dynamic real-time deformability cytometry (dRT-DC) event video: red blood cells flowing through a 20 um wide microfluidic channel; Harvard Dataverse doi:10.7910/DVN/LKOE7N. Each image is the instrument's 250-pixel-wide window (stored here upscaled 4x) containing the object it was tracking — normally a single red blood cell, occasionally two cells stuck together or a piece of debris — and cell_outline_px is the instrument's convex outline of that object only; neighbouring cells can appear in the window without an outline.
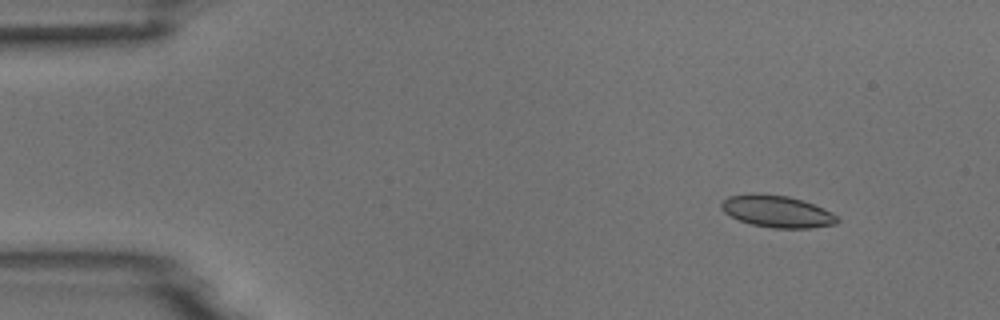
{"species": "common noctule bat (a hibernating species)", "species_latin": "Nyctalus noctula", "temperature_condition": "room temperature", "stored_images_in_passage": 8, "camera_frame_rate_fps": 3000, "um_per_image_px": 0.085, "animal": {"sex": "male", "body_mass_g": 18.8}, "frame": {"image": 1, "passage_image": 2, "time_ms": 1.0, "image_size_px": [1000, 320], "cell_outline_px": [[840, 220], [836, 224], [812, 228], [772, 228], [752, 224], [740, 220], [724, 212], [720, 208], [720, 204], [728, 196], [752, 192], [760, 192], [788, 196], [824, 208], [832, 212]], "centroid_in_image_um": [66.04, 17.95], "position_along_channel_um": 19.0, "area_um2": 21.73}}
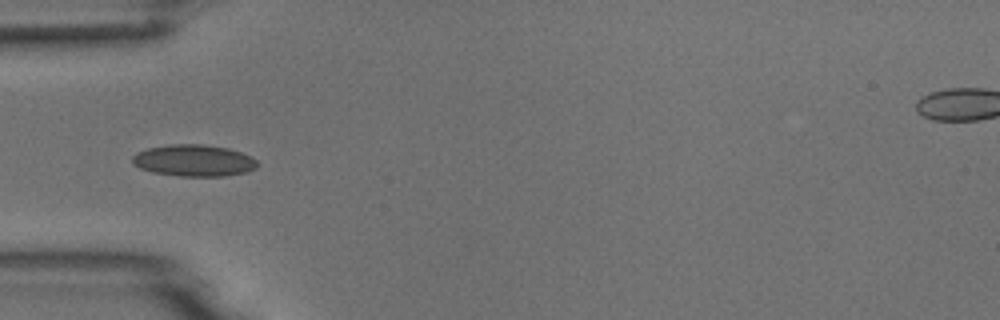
{"frame": {"image": 2, "passage_image": 5, "time_ms": 4.667, "image_size_px": [1000, 320], "cell_outline_px": [[260, 164], [256, 168], [248, 172], [224, 176], [180, 176], [152, 172], [140, 168], [132, 164], [132, 156], [136, 152], [148, 148], [172, 144], [200, 144], [228, 148], [240, 152], [256, 160]], "centroid_in_image_um": [16.47, 13.65], "position_along_channel_um": 68.5, "area_um2": 23.12}}